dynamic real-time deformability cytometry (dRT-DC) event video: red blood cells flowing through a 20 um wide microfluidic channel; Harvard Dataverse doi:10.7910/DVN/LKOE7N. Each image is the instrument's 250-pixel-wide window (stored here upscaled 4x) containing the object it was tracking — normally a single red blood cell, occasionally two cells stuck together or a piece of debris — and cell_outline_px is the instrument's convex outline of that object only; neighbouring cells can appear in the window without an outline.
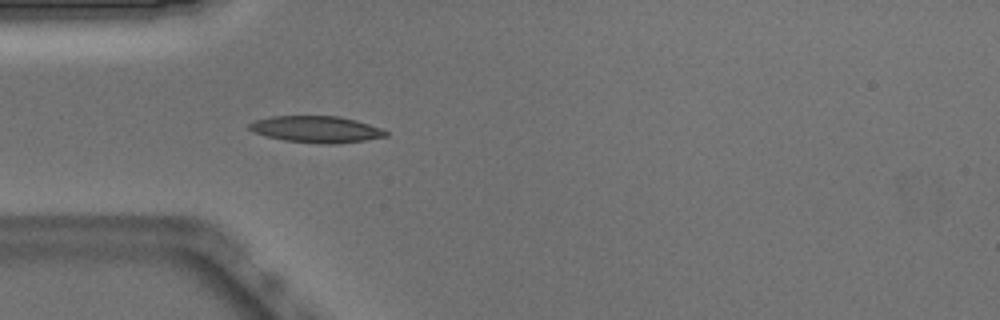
{"species": "Egyptian fruit bat (a non-hibernating species)", "species_latin": "Rousettus aegyptiacus", "temperature_condition": "warm", "stored_images_in_passage": 37, "camera_frame_rate_fps": 3000, "um_per_image_px": 0.085, "animal": {"sex": "male"}, "frame": {"image": 1, "passage_image": 1, "time_ms": 0.0, "image_size_px": [1000, 320], "cell_outline_px": [[388, 136], [364, 140], [332, 144], [320, 144], [284, 140], [252, 132], [248, 128], [248, 124], [256, 120], [272, 116], [336, 116], [356, 120], [380, 128], [388, 132]], "centroid_in_image_um": [26.87, 10.99], "position_along_channel_um": 58.1, "area_um2": 20.98}}
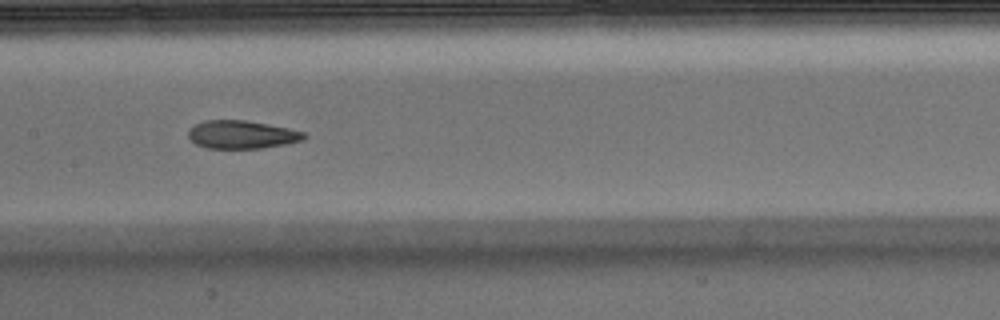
{"frame": {"image": 2, "passage_image": 11, "time_ms": 3.333, "image_size_px": [1000, 320], "cell_outline_px": [[308, 136], [300, 140], [284, 144], [260, 148], [204, 148], [196, 144], [188, 136], [188, 132], [196, 124], [204, 120], [244, 120], [288, 128], [304, 132]], "centroid_in_image_um": [20.53, 11.44], "position_along_channel_um": 186.9, "area_um2": 18.67}}
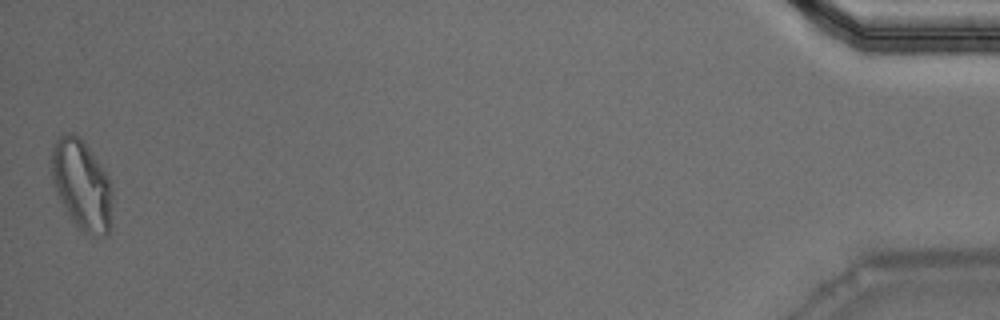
{"frame": {"image": 3, "passage_image": 37, "time_ms": 12.0, "image_size_px": [1000, 320], "cell_outline_px": [[112, 228], [108, 236], [104, 236], [84, 232], [68, 216], [56, 192], [52, 180], [52, 148], [56, 140], [64, 132], [72, 132], [80, 136], [108, 176], [112, 192]], "centroid_in_image_um": [6.97, 15.73], "position_along_channel_um": 428.2, "area_um2": 32.02}, "authors_computed_cell_mechanics": {"area_um2": 20.6346, "velocity_mm_per_s": 3.8938, "shape_relaxation_time_tau1_ms": 10.4762, "shape_relaxation_time_tau2_ms": 1.9498, "deformation_change_tau1": 0.2899, "deformation_change_tau2": 0.0864}}